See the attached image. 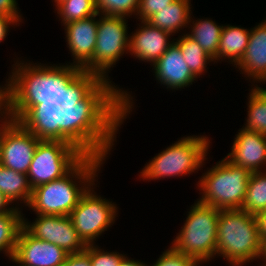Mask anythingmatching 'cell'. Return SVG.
Returning a JSON list of instances; mask_svg holds the SVG:
<instances>
[{
	"label": "cell",
	"mask_w": 266,
	"mask_h": 266,
	"mask_svg": "<svg viewBox=\"0 0 266 266\" xmlns=\"http://www.w3.org/2000/svg\"><path fill=\"white\" fill-rule=\"evenodd\" d=\"M250 30L240 26L224 25L214 63L227 59L237 65L245 54ZM217 60V61H216Z\"/></svg>",
	"instance_id": "obj_19"
},
{
	"label": "cell",
	"mask_w": 266,
	"mask_h": 266,
	"mask_svg": "<svg viewBox=\"0 0 266 266\" xmlns=\"http://www.w3.org/2000/svg\"><path fill=\"white\" fill-rule=\"evenodd\" d=\"M20 22L13 16L3 15L0 17V42L8 35L10 25L17 26Z\"/></svg>",
	"instance_id": "obj_33"
},
{
	"label": "cell",
	"mask_w": 266,
	"mask_h": 266,
	"mask_svg": "<svg viewBox=\"0 0 266 266\" xmlns=\"http://www.w3.org/2000/svg\"><path fill=\"white\" fill-rule=\"evenodd\" d=\"M256 83L266 82V20L250 29L244 56L235 66ZM258 81V82H257Z\"/></svg>",
	"instance_id": "obj_17"
},
{
	"label": "cell",
	"mask_w": 266,
	"mask_h": 266,
	"mask_svg": "<svg viewBox=\"0 0 266 266\" xmlns=\"http://www.w3.org/2000/svg\"><path fill=\"white\" fill-rule=\"evenodd\" d=\"M118 266H147V264L140 262L138 260L129 259L125 256L120 262Z\"/></svg>",
	"instance_id": "obj_37"
},
{
	"label": "cell",
	"mask_w": 266,
	"mask_h": 266,
	"mask_svg": "<svg viewBox=\"0 0 266 266\" xmlns=\"http://www.w3.org/2000/svg\"><path fill=\"white\" fill-rule=\"evenodd\" d=\"M98 245H87L85 252L90 256L91 266H118L125 255L119 252H105Z\"/></svg>",
	"instance_id": "obj_28"
},
{
	"label": "cell",
	"mask_w": 266,
	"mask_h": 266,
	"mask_svg": "<svg viewBox=\"0 0 266 266\" xmlns=\"http://www.w3.org/2000/svg\"><path fill=\"white\" fill-rule=\"evenodd\" d=\"M93 185L95 183L69 214L75 230L86 245H94L96 238L114 224L118 214L116 204L96 194Z\"/></svg>",
	"instance_id": "obj_10"
},
{
	"label": "cell",
	"mask_w": 266,
	"mask_h": 266,
	"mask_svg": "<svg viewBox=\"0 0 266 266\" xmlns=\"http://www.w3.org/2000/svg\"><path fill=\"white\" fill-rule=\"evenodd\" d=\"M23 218V227L35 238L59 246L67 253H79L86 244L79 237L69 216L39 215L32 223Z\"/></svg>",
	"instance_id": "obj_11"
},
{
	"label": "cell",
	"mask_w": 266,
	"mask_h": 266,
	"mask_svg": "<svg viewBox=\"0 0 266 266\" xmlns=\"http://www.w3.org/2000/svg\"><path fill=\"white\" fill-rule=\"evenodd\" d=\"M35 93L10 117L0 121V156L5 130L38 98Z\"/></svg>",
	"instance_id": "obj_31"
},
{
	"label": "cell",
	"mask_w": 266,
	"mask_h": 266,
	"mask_svg": "<svg viewBox=\"0 0 266 266\" xmlns=\"http://www.w3.org/2000/svg\"><path fill=\"white\" fill-rule=\"evenodd\" d=\"M251 172L226 158L215 163L198 181L199 202L217 209H242Z\"/></svg>",
	"instance_id": "obj_8"
},
{
	"label": "cell",
	"mask_w": 266,
	"mask_h": 266,
	"mask_svg": "<svg viewBox=\"0 0 266 266\" xmlns=\"http://www.w3.org/2000/svg\"><path fill=\"white\" fill-rule=\"evenodd\" d=\"M175 0H139L137 9V19L147 21L153 14L161 11L164 7L170 5Z\"/></svg>",
	"instance_id": "obj_30"
},
{
	"label": "cell",
	"mask_w": 266,
	"mask_h": 266,
	"mask_svg": "<svg viewBox=\"0 0 266 266\" xmlns=\"http://www.w3.org/2000/svg\"><path fill=\"white\" fill-rule=\"evenodd\" d=\"M149 266V265H147ZM151 266H201L191 256L176 251L172 246L160 255Z\"/></svg>",
	"instance_id": "obj_29"
},
{
	"label": "cell",
	"mask_w": 266,
	"mask_h": 266,
	"mask_svg": "<svg viewBox=\"0 0 266 266\" xmlns=\"http://www.w3.org/2000/svg\"><path fill=\"white\" fill-rule=\"evenodd\" d=\"M0 192L11 203L18 200L21 204L24 203L27 206L32 194L27 174L0 165Z\"/></svg>",
	"instance_id": "obj_20"
},
{
	"label": "cell",
	"mask_w": 266,
	"mask_h": 266,
	"mask_svg": "<svg viewBox=\"0 0 266 266\" xmlns=\"http://www.w3.org/2000/svg\"><path fill=\"white\" fill-rule=\"evenodd\" d=\"M69 253L21 228L11 261L19 266H61Z\"/></svg>",
	"instance_id": "obj_13"
},
{
	"label": "cell",
	"mask_w": 266,
	"mask_h": 266,
	"mask_svg": "<svg viewBox=\"0 0 266 266\" xmlns=\"http://www.w3.org/2000/svg\"><path fill=\"white\" fill-rule=\"evenodd\" d=\"M77 104L76 101L39 96L6 130L0 165L27 174L38 142Z\"/></svg>",
	"instance_id": "obj_4"
},
{
	"label": "cell",
	"mask_w": 266,
	"mask_h": 266,
	"mask_svg": "<svg viewBox=\"0 0 266 266\" xmlns=\"http://www.w3.org/2000/svg\"><path fill=\"white\" fill-rule=\"evenodd\" d=\"M23 215V213L0 214V252L3 251L10 260L23 227Z\"/></svg>",
	"instance_id": "obj_25"
},
{
	"label": "cell",
	"mask_w": 266,
	"mask_h": 266,
	"mask_svg": "<svg viewBox=\"0 0 266 266\" xmlns=\"http://www.w3.org/2000/svg\"><path fill=\"white\" fill-rule=\"evenodd\" d=\"M61 266H70V254L67 256L65 262Z\"/></svg>",
	"instance_id": "obj_39"
},
{
	"label": "cell",
	"mask_w": 266,
	"mask_h": 266,
	"mask_svg": "<svg viewBox=\"0 0 266 266\" xmlns=\"http://www.w3.org/2000/svg\"><path fill=\"white\" fill-rule=\"evenodd\" d=\"M255 85L248 96V115L242 128L266 135V89Z\"/></svg>",
	"instance_id": "obj_22"
},
{
	"label": "cell",
	"mask_w": 266,
	"mask_h": 266,
	"mask_svg": "<svg viewBox=\"0 0 266 266\" xmlns=\"http://www.w3.org/2000/svg\"><path fill=\"white\" fill-rule=\"evenodd\" d=\"M100 16L93 54V103L107 108V135L114 145L119 127L133 108L130 93L116 87L108 78L110 68L114 67L125 52H129L128 18Z\"/></svg>",
	"instance_id": "obj_3"
},
{
	"label": "cell",
	"mask_w": 266,
	"mask_h": 266,
	"mask_svg": "<svg viewBox=\"0 0 266 266\" xmlns=\"http://www.w3.org/2000/svg\"><path fill=\"white\" fill-rule=\"evenodd\" d=\"M70 266H91L90 256L85 251L70 254Z\"/></svg>",
	"instance_id": "obj_34"
},
{
	"label": "cell",
	"mask_w": 266,
	"mask_h": 266,
	"mask_svg": "<svg viewBox=\"0 0 266 266\" xmlns=\"http://www.w3.org/2000/svg\"><path fill=\"white\" fill-rule=\"evenodd\" d=\"M191 0H175L170 5L153 14L147 22L154 27L167 31L171 34L189 27L190 16L192 15ZM191 4V5H190Z\"/></svg>",
	"instance_id": "obj_18"
},
{
	"label": "cell",
	"mask_w": 266,
	"mask_h": 266,
	"mask_svg": "<svg viewBox=\"0 0 266 266\" xmlns=\"http://www.w3.org/2000/svg\"><path fill=\"white\" fill-rule=\"evenodd\" d=\"M266 209V171L252 172L242 210L256 215Z\"/></svg>",
	"instance_id": "obj_24"
},
{
	"label": "cell",
	"mask_w": 266,
	"mask_h": 266,
	"mask_svg": "<svg viewBox=\"0 0 266 266\" xmlns=\"http://www.w3.org/2000/svg\"><path fill=\"white\" fill-rule=\"evenodd\" d=\"M62 1H64V0H54V2H55V6H56L59 2H62Z\"/></svg>",
	"instance_id": "obj_40"
},
{
	"label": "cell",
	"mask_w": 266,
	"mask_h": 266,
	"mask_svg": "<svg viewBox=\"0 0 266 266\" xmlns=\"http://www.w3.org/2000/svg\"><path fill=\"white\" fill-rule=\"evenodd\" d=\"M141 26L129 35V53L144 62L154 63L174 42L169 41L170 33L154 27L147 21H140Z\"/></svg>",
	"instance_id": "obj_15"
},
{
	"label": "cell",
	"mask_w": 266,
	"mask_h": 266,
	"mask_svg": "<svg viewBox=\"0 0 266 266\" xmlns=\"http://www.w3.org/2000/svg\"><path fill=\"white\" fill-rule=\"evenodd\" d=\"M112 147L106 134L66 175L33 188L28 208L39 215L69 216L82 195L95 183L97 172Z\"/></svg>",
	"instance_id": "obj_5"
},
{
	"label": "cell",
	"mask_w": 266,
	"mask_h": 266,
	"mask_svg": "<svg viewBox=\"0 0 266 266\" xmlns=\"http://www.w3.org/2000/svg\"><path fill=\"white\" fill-rule=\"evenodd\" d=\"M12 203L6 198V196L0 192V214H7V213H22L20 208L16 205L12 207Z\"/></svg>",
	"instance_id": "obj_35"
},
{
	"label": "cell",
	"mask_w": 266,
	"mask_h": 266,
	"mask_svg": "<svg viewBox=\"0 0 266 266\" xmlns=\"http://www.w3.org/2000/svg\"><path fill=\"white\" fill-rule=\"evenodd\" d=\"M98 14L130 17L137 15L139 0H95Z\"/></svg>",
	"instance_id": "obj_27"
},
{
	"label": "cell",
	"mask_w": 266,
	"mask_h": 266,
	"mask_svg": "<svg viewBox=\"0 0 266 266\" xmlns=\"http://www.w3.org/2000/svg\"><path fill=\"white\" fill-rule=\"evenodd\" d=\"M16 0H0V12L3 15L13 16L19 22H22V15H20Z\"/></svg>",
	"instance_id": "obj_32"
},
{
	"label": "cell",
	"mask_w": 266,
	"mask_h": 266,
	"mask_svg": "<svg viewBox=\"0 0 266 266\" xmlns=\"http://www.w3.org/2000/svg\"><path fill=\"white\" fill-rule=\"evenodd\" d=\"M184 225L172 241V247L193 257L199 264L216 256L220 210L198 200L189 209Z\"/></svg>",
	"instance_id": "obj_9"
},
{
	"label": "cell",
	"mask_w": 266,
	"mask_h": 266,
	"mask_svg": "<svg viewBox=\"0 0 266 266\" xmlns=\"http://www.w3.org/2000/svg\"><path fill=\"white\" fill-rule=\"evenodd\" d=\"M24 63L17 60L5 87L0 85V121L10 118L34 94L37 64Z\"/></svg>",
	"instance_id": "obj_12"
},
{
	"label": "cell",
	"mask_w": 266,
	"mask_h": 266,
	"mask_svg": "<svg viewBox=\"0 0 266 266\" xmlns=\"http://www.w3.org/2000/svg\"><path fill=\"white\" fill-rule=\"evenodd\" d=\"M259 259L263 260L266 264V237L263 238L261 242V254Z\"/></svg>",
	"instance_id": "obj_38"
},
{
	"label": "cell",
	"mask_w": 266,
	"mask_h": 266,
	"mask_svg": "<svg viewBox=\"0 0 266 266\" xmlns=\"http://www.w3.org/2000/svg\"><path fill=\"white\" fill-rule=\"evenodd\" d=\"M225 158L249 172L266 171V135L239 129L234 138L231 152ZM262 168L264 170H262Z\"/></svg>",
	"instance_id": "obj_14"
},
{
	"label": "cell",
	"mask_w": 266,
	"mask_h": 266,
	"mask_svg": "<svg viewBox=\"0 0 266 266\" xmlns=\"http://www.w3.org/2000/svg\"><path fill=\"white\" fill-rule=\"evenodd\" d=\"M175 42L179 45L184 61L188 64L191 73L196 78L207 71L206 64L214 61L213 58L186 33L178 37Z\"/></svg>",
	"instance_id": "obj_23"
},
{
	"label": "cell",
	"mask_w": 266,
	"mask_h": 266,
	"mask_svg": "<svg viewBox=\"0 0 266 266\" xmlns=\"http://www.w3.org/2000/svg\"><path fill=\"white\" fill-rule=\"evenodd\" d=\"M152 67L158 82L172 90L183 89L193 84L194 80L196 81L175 41Z\"/></svg>",
	"instance_id": "obj_16"
},
{
	"label": "cell",
	"mask_w": 266,
	"mask_h": 266,
	"mask_svg": "<svg viewBox=\"0 0 266 266\" xmlns=\"http://www.w3.org/2000/svg\"><path fill=\"white\" fill-rule=\"evenodd\" d=\"M261 242L255 215L242 209L220 210L216 256L226 259L230 266H242L259 260Z\"/></svg>",
	"instance_id": "obj_6"
},
{
	"label": "cell",
	"mask_w": 266,
	"mask_h": 266,
	"mask_svg": "<svg viewBox=\"0 0 266 266\" xmlns=\"http://www.w3.org/2000/svg\"><path fill=\"white\" fill-rule=\"evenodd\" d=\"M189 25L191 32L187 33L189 37L197 42L203 50L213 59L217 56L219 41L223 30V25H218L215 21L208 19L191 20ZM192 22V25H191ZM195 22V23H194Z\"/></svg>",
	"instance_id": "obj_21"
},
{
	"label": "cell",
	"mask_w": 266,
	"mask_h": 266,
	"mask_svg": "<svg viewBox=\"0 0 266 266\" xmlns=\"http://www.w3.org/2000/svg\"><path fill=\"white\" fill-rule=\"evenodd\" d=\"M55 9L63 25L97 14L95 0H64Z\"/></svg>",
	"instance_id": "obj_26"
},
{
	"label": "cell",
	"mask_w": 266,
	"mask_h": 266,
	"mask_svg": "<svg viewBox=\"0 0 266 266\" xmlns=\"http://www.w3.org/2000/svg\"><path fill=\"white\" fill-rule=\"evenodd\" d=\"M261 240L266 237V209L255 215Z\"/></svg>",
	"instance_id": "obj_36"
},
{
	"label": "cell",
	"mask_w": 266,
	"mask_h": 266,
	"mask_svg": "<svg viewBox=\"0 0 266 266\" xmlns=\"http://www.w3.org/2000/svg\"><path fill=\"white\" fill-rule=\"evenodd\" d=\"M210 143L203 135L184 136L146 163L139 178L150 181L194 173L208 159Z\"/></svg>",
	"instance_id": "obj_7"
},
{
	"label": "cell",
	"mask_w": 266,
	"mask_h": 266,
	"mask_svg": "<svg viewBox=\"0 0 266 266\" xmlns=\"http://www.w3.org/2000/svg\"><path fill=\"white\" fill-rule=\"evenodd\" d=\"M107 134V108L77 103L37 144L27 173L31 188L66 175Z\"/></svg>",
	"instance_id": "obj_1"
},
{
	"label": "cell",
	"mask_w": 266,
	"mask_h": 266,
	"mask_svg": "<svg viewBox=\"0 0 266 266\" xmlns=\"http://www.w3.org/2000/svg\"><path fill=\"white\" fill-rule=\"evenodd\" d=\"M96 16L100 14L63 25L73 63L62 66L38 63L32 84L37 96L93 103V54L98 27Z\"/></svg>",
	"instance_id": "obj_2"
}]
</instances>
